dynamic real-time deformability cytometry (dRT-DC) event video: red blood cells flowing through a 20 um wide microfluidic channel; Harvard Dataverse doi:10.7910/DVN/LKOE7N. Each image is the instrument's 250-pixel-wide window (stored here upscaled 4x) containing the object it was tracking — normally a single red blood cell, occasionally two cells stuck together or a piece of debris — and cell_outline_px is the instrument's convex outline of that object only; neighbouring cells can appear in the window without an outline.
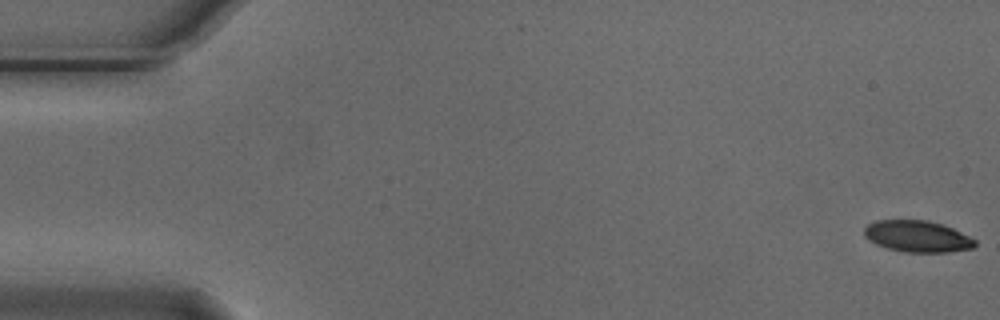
{"species": "Egyptian fruit bat (a non-hibernating species)", "species_latin": "Rousettus aegyptiacus", "temperature_condition": "cold", "stored_images_in_passage": 24, "camera_frame_rate_fps": 3000, "um_per_image_px": 0.085, "animal": {"sex": "male"}, "frame": {"image": 1, "passage_image": 1, "time_ms": 0.0, "image_size_px": [1000, 320], "cell_outline_px": [[976, 244], [972, 248], [948, 252], [904, 252], [888, 248], [876, 244], [868, 240], [864, 236], [864, 228], [868, 224], [876, 220], [928, 220], [952, 228], [976, 240]], "centroid_in_image_um": [77.94, 20.09], "position_along_channel_um": 7.1, "area_um2": 20.23}}
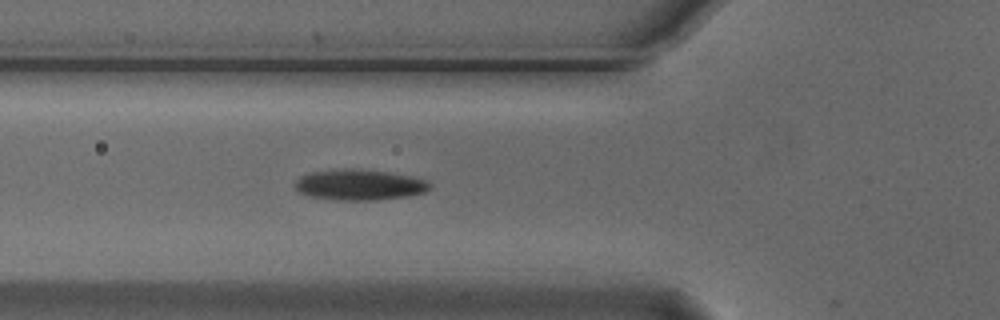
{"frame": {"image": 2, "passage_image": 20, "time_ms": 6.333, "image_size_px": [1000, 320], "cell_outline_px": [[432, 184], [424, 192], [408, 196], [376, 200], [340, 200], [308, 196], [300, 192], [296, 188], [296, 180], [300, 176], [312, 172], [340, 168], [360, 168], [392, 172], [412, 176], [424, 180]], "centroid_in_image_um": [30.56, 15.69], "position_along_channel_um": 95.2, "area_um2": 24.28}}
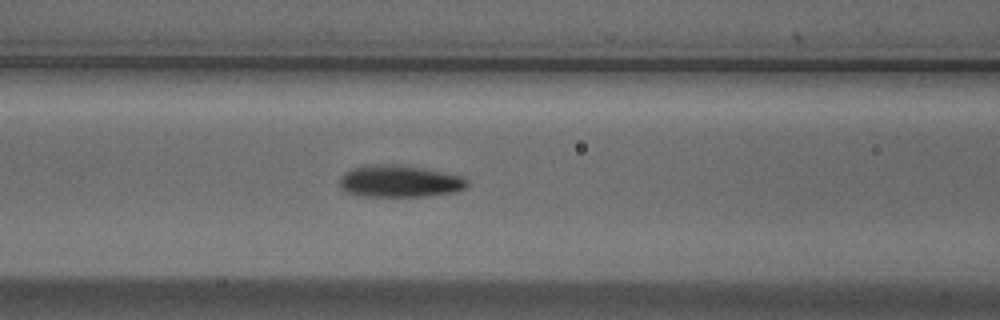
{"frame": {"image": 3, "passage_image": 23, "time_ms": 7.333, "image_size_px": [1000, 320], "cell_outline_px": [[468, 184], [464, 188], [456, 192], [428, 196], [364, 196], [344, 192], [340, 188], [340, 176], [344, 172], [352, 168], [384, 164], [392, 164], [424, 168], [464, 176], [468, 180]], "centroid_in_image_um": [33.98, 15.41], "position_along_channel_um": 132.6, "area_um2": 23.81}}